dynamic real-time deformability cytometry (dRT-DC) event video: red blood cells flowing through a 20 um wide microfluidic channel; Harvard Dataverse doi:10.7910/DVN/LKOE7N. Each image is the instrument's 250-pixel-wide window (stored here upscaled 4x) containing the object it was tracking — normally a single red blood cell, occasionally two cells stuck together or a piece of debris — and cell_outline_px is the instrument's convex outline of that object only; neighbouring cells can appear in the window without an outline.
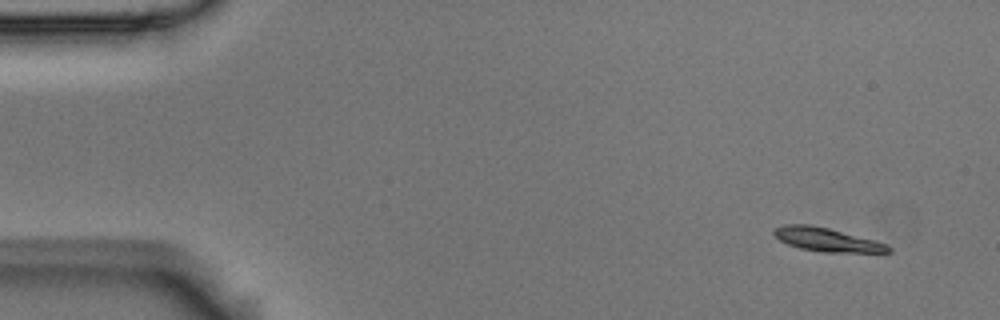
{"species": "Egyptian fruit bat (a non-hibernating species)", "species_latin": "Rousettus aegyptiacus", "temperature_condition": "room temperature", "stored_images_in_passage": 5, "camera_frame_rate_fps": 3000, "um_per_image_px": 0.085, "animal": {"sex": "male"}, "frame": {"image": 1, "passage_image": 1, "time_ms": 0.0, "image_size_px": [1000, 320], "cell_outline_px": [[892, 252], [824, 252], [800, 248], [788, 244], [780, 240], [772, 232], [776, 228], [784, 224], [808, 224], [828, 228], [888, 244], [892, 248]], "centroid_in_image_um": [70.29, 20.37], "position_along_channel_um": 14.7, "area_um2": 15.49}}
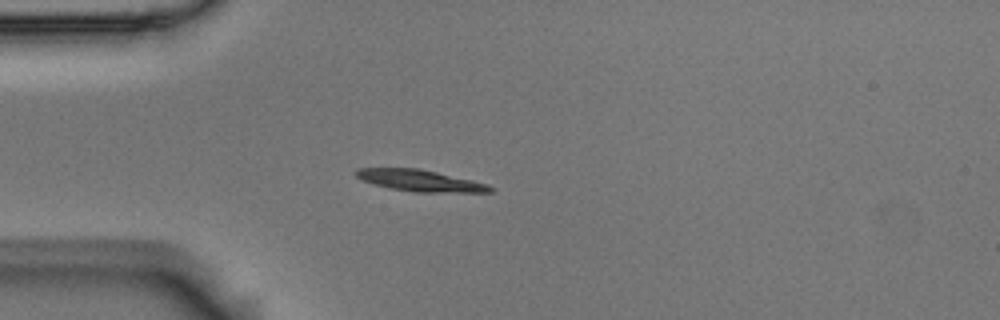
{"frame": {"image": 2, "passage_image": 4, "time_ms": 1.0, "image_size_px": [1000, 320], "cell_outline_px": [[492, 192], [412, 192], [388, 188], [364, 180], [356, 176], [352, 172], [356, 168], [420, 168], [472, 180], [488, 184], [492, 188]], "centroid_in_image_um": [35.68, 15.34], "position_along_channel_um": 49.3, "area_um2": 16.76}}